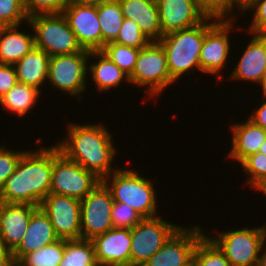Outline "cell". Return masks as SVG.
Wrapping results in <instances>:
<instances>
[{
    "label": "cell",
    "instance_id": "obj_10",
    "mask_svg": "<svg viewBox=\"0 0 266 266\" xmlns=\"http://www.w3.org/2000/svg\"><path fill=\"white\" fill-rule=\"evenodd\" d=\"M89 52V50H84L72 54L51 56L47 81L56 89L65 91L72 96L75 95L79 101L82 100L81 94L87 89Z\"/></svg>",
    "mask_w": 266,
    "mask_h": 266
},
{
    "label": "cell",
    "instance_id": "obj_6",
    "mask_svg": "<svg viewBox=\"0 0 266 266\" xmlns=\"http://www.w3.org/2000/svg\"><path fill=\"white\" fill-rule=\"evenodd\" d=\"M207 236L219 247L232 266H259L266 246V225L220 232L214 237L209 234Z\"/></svg>",
    "mask_w": 266,
    "mask_h": 266
},
{
    "label": "cell",
    "instance_id": "obj_5",
    "mask_svg": "<svg viewBox=\"0 0 266 266\" xmlns=\"http://www.w3.org/2000/svg\"><path fill=\"white\" fill-rule=\"evenodd\" d=\"M27 23L35 32V47L42 49L50 57L85 50L78 43L63 13L37 14L29 17Z\"/></svg>",
    "mask_w": 266,
    "mask_h": 266
},
{
    "label": "cell",
    "instance_id": "obj_1",
    "mask_svg": "<svg viewBox=\"0 0 266 266\" xmlns=\"http://www.w3.org/2000/svg\"><path fill=\"white\" fill-rule=\"evenodd\" d=\"M67 131V138L55 143L67 159L93 172L101 180L118 169L111 166L117 149L104 125L69 123Z\"/></svg>",
    "mask_w": 266,
    "mask_h": 266
},
{
    "label": "cell",
    "instance_id": "obj_44",
    "mask_svg": "<svg viewBox=\"0 0 266 266\" xmlns=\"http://www.w3.org/2000/svg\"><path fill=\"white\" fill-rule=\"evenodd\" d=\"M11 252L5 247L2 239L0 238V260L5 259Z\"/></svg>",
    "mask_w": 266,
    "mask_h": 266
},
{
    "label": "cell",
    "instance_id": "obj_48",
    "mask_svg": "<svg viewBox=\"0 0 266 266\" xmlns=\"http://www.w3.org/2000/svg\"><path fill=\"white\" fill-rule=\"evenodd\" d=\"M243 0H232V12L236 9H238L239 8V5H240V3L242 2ZM235 6H236V8H235Z\"/></svg>",
    "mask_w": 266,
    "mask_h": 266
},
{
    "label": "cell",
    "instance_id": "obj_34",
    "mask_svg": "<svg viewBox=\"0 0 266 266\" xmlns=\"http://www.w3.org/2000/svg\"><path fill=\"white\" fill-rule=\"evenodd\" d=\"M248 9L255 10L248 33L266 35V0H243L238 10L244 13Z\"/></svg>",
    "mask_w": 266,
    "mask_h": 266
},
{
    "label": "cell",
    "instance_id": "obj_22",
    "mask_svg": "<svg viewBox=\"0 0 266 266\" xmlns=\"http://www.w3.org/2000/svg\"><path fill=\"white\" fill-rule=\"evenodd\" d=\"M231 127L233 136L227 157L241 163L249 155L259 151L261 144L266 140V130L249 119Z\"/></svg>",
    "mask_w": 266,
    "mask_h": 266
},
{
    "label": "cell",
    "instance_id": "obj_2",
    "mask_svg": "<svg viewBox=\"0 0 266 266\" xmlns=\"http://www.w3.org/2000/svg\"><path fill=\"white\" fill-rule=\"evenodd\" d=\"M53 145L26 151L0 191V202L40 207L50 193Z\"/></svg>",
    "mask_w": 266,
    "mask_h": 266
},
{
    "label": "cell",
    "instance_id": "obj_15",
    "mask_svg": "<svg viewBox=\"0 0 266 266\" xmlns=\"http://www.w3.org/2000/svg\"><path fill=\"white\" fill-rule=\"evenodd\" d=\"M204 233L198 225L180 227L142 266H181L187 263Z\"/></svg>",
    "mask_w": 266,
    "mask_h": 266
},
{
    "label": "cell",
    "instance_id": "obj_27",
    "mask_svg": "<svg viewBox=\"0 0 266 266\" xmlns=\"http://www.w3.org/2000/svg\"><path fill=\"white\" fill-rule=\"evenodd\" d=\"M97 15L102 34L103 48L105 44L116 40L124 17L118 0H109L98 5Z\"/></svg>",
    "mask_w": 266,
    "mask_h": 266
},
{
    "label": "cell",
    "instance_id": "obj_23",
    "mask_svg": "<svg viewBox=\"0 0 266 266\" xmlns=\"http://www.w3.org/2000/svg\"><path fill=\"white\" fill-rule=\"evenodd\" d=\"M50 56L37 47H33L13 66L19 83L42 90L48 78Z\"/></svg>",
    "mask_w": 266,
    "mask_h": 266
},
{
    "label": "cell",
    "instance_id": "obj_29",
    "mask_svg": "<svg viewBox=\"0 0 266 266\" xmlns=\"http://www.w3.org/2000/svg\"><path fill=\"white\" fill-rule=\"evenodd\" d=\"M64 248L65 239H59L26 254L19 262L24 266H59L64 255Z\"/></svg>",
    "mask_w": 266,
    "mask_h": 266
},
{
    "label": "cell",
    "instance_id": "obj_45",
    "mask_svg": "<svg viewBox=\"0 0 266 266\" xmlns=\"http://www.w3.org/2000/svg\"><path fill=\"white\" fill-rule=\"evenodd\" d=\"M254 188V190L263 193L266 190V176Z\"/></svg>",
    "mask_w": 266,
    "mask_h": 266
},
{
    "label": "cell",
    "instance_id": "obj_41",
    "mask_svg": "<svg viewBox=\"0 0 266 266\" xmlns=\"http://www.w3.org/2000/svg\"><path fill=\"white\" fill-rule=\"evenodd\" d=\"M266 97L263 101H265L263 104L259 106L248 118L256 125L262 127L264 130H266Z\"/></svg>",
    "mask_w": 266,
    "mask_h": 266
},
{
    "label": "cell",
    "instance_id": "obj_7",
    "mask_svg": "<svg viewBox=\"0 0 266 266\" xmlns=\"http://www.w3.org/2000/svg\"><path fill=\"white\" fill-rule=\"evenodd\" d=\"M129 80L130 85L147 87V94L153 98L175 82L171 78L166 54L159 41H151L140 49Z\"/></svg>",
    "mask_w": 266,
    "mask_h": 266
},
{
    "label": "cell",
    "instance_id": "obj_38",
    "mask_svg": "<svg viewBox=\"0 0 266 266\" xmlns=\"http://www.w3.org/2000/svg\"><path fill=\"white\" fill-rule=\"evenodd\" d=\"M25 152V150H9L6 146L0 145V191Z\"/></svg>",
    "mask_w": 266,
    "mask_h": 266
},
{
    "label": "cell",
    "instance_id": "obj_35",
    "mask_svg": "<svg viewBox=\"0 0 266 266\" xmlns=\"http://www.w3.org/2000/svg\"><path fill=\"white\" fill-rule=\"evenodd\" d=\"M245 173L250 176L247 184L252 189L266 176V155L262 153H254L245 158L241 163Z\"/></svg>",
    "mask_w": 266,
    "mask_h": 266
},
{
    "label": "cell",
    "instance_id": "obj_18",
    "mask_svg": "<svg viewBox=\"0 0 266 266\" xmlns=\"http://www.w3.org/2000/svg\"><path fill=\"white\" fill-rule=\"evenodd\" d=\"M37 206L0 202V238L12 252L22 241Z\"/></svg>",
    "mask_w": 266,
    "mask_h": 266
},
{
    "label": "cell",
    "instance_id": "obj_43",
    "mask_svg": "<svg viewBox=\"0 0 266 266\" xmlns=\"http://www.w3.org/2000/svg\"><path fill=\"white\" fill-rule=\"evenodd\" d=\"M16 259L11 255V253L3 260H0V266H15Z\"/></svg>",
    "mask_w": 266,
    "mask_h": 266
},
{
    "label": "cell",
    "instance_id": "obj_19",
    "mask_svg": "<svg viewBox=\"0 0 266 266\" xmlns=\"http://www.w3.org/2000/svg\"><path fill=\"white\" fill-rule=\"evenodd\" d=\"M59 240L48 215L38 207L30 218L26 232L20 244L11 252V255L20 261L26 254L34 252L46 245Z\"/></svg>",
    "mask_w": 266,
    "mask_h": 266
},
{
    "label": "cell",
    "instance_id": "obj_28",
    "mask_svg": "<svg viewBox=\"0 0 266 266\" xmlns=\"http://www.w3.org/2000/svg\"><path fill=\"white\" fill-rule=\"evenodd\" d=\"M59 266H98L92 241L82 238L65 240L64 255Z\"/></svg>",
    "mask_w": 266,
    "mask_h": 266
},
{
    "label": "cell",
    "instance_id": "obj_11",
    "mask_svg": "<svg viewBox=\"0 0 266 266\" xmlns=\"http://www.w3.org/2000/svg\"><path fill=\"white\" fill-rule=\"evenodd\" d=\"M113 198L110 190L101 181L81 200V238L92 240L113 228Z\"/></svg>",
    "mask_w": 266,
    "mask_h": 266
},
{
    "label": "cell",
    "instance_id": "obj_25",
    "mask_svg": "<svg viewBox=\"0 0 266 266\" xmlns=\"http://www.w3.org/2000/svg\"><path fill=\"white\" fill-rule=\"evenodd\" d=\"M89 57L98 59L97 62L90 64L88 67L92 80L95 82L97 91H108L111 88L120 86L122 82L130 83L129 76L111 61L101 50L90 51ZM124 79V80H123Z\"/></svg>",
    "mask_w": 266,
    "mask_h": 266
},
{
    "label": "cell",
    "instance_id": "obj_12",
    "mask_svg": "<svg viewBox=\"0 0 266 266\" xmlns=\"http://www.w3.org/2000/svg\"><path fill=\"white\" fill-rule=\"evenodd\" d=\"M162 35L194 27L213 11L202 0H156Z\"/></svg>",
    "mask_w": 266,
    "mask_h": 266
},
{
    "label": "cell",
    "instance_id": "obj_16",
    "mask_svg": "<svg viewBox=\"0 0 266 266\" xmlns=\"http://www.w3.org/2000/svg\"><path fill=\"white\" fill-rule=\"evenodd\" d=\"M63 15L83 49L89 51L102 49V34L97 6L68 3Z\"/></svg>",
    "mask_w": 266,
    "mask_h": 266
},
{
    "label": "cell",
    "instance_id": "obj_4",
    "mask_svg": "<svg viewBox=\"0 0 266 266\" xmlns=\"http://www.w3.org/2000/svg\"><path fill=\"white\" fill-rule=\"evenodd\" d=\"M102 182L110 190L114 202L129 204L142 218L157 216L158 199L154 181L142 177L134 169L118 168Z\"/></svg>",
    "mask_w": 266,
    "mask_h": 266
},
{
    "label": "cell",
    "instance_id": "obj_49",
    "mask_svg": "<svg viewBox=\"0 0 266 266\" xmlns=\"http://www.w3.org/2000/svg\"><path fill=\"white\" fill-rule=\"evenodd\" d=\"M258 152L266 155V140L261 144Z\"/></svg>",
    "mask_w": 266,
    "mask_h": 266
},
{
    "label": "cell",
    "instance_id": "obj_47",
    "mask_svg": "<svg viewBox=\"0 0 266 266\" xmlns=\"http://www.w3.org/2000/svg\"><path fill=\"white\" fill-rule=\"evenodd\" d=\"M265 249H266V246H265ZM259 266H266V250L265 251L263 250L261 259L259 261Z\"/></svg>",
    "mask_w": 266,
    "mask_h": 266
},
{
    "label": "cell",
    "instance_id": "obj_36",
    "mask_svg": "<svg viewBox=\"0 0 266 266\" xmlns=\"http://www.w3.org/2000/svg\"><path fill=\"white\" fill-rule=\"evenodd\" d=\"M68 3V0H23L28 18L37 14L63 13Z\"/></svg>",
    "mask_w": 266,
    "mask_h": 266
},
{
    "label": "cell",
    "instance_id": "obj_42",
    "mask_svg": "<svg viewBox=\"0 0 266 266\" xmlns=\"http://www.w3.org/2000/svg\"><path fill=\"white\" fill-rule=\"evenodd\" d=\"M109 0H68L69 3L80 4V5H94L98 6Z\"/></svg>",
    "mask_w": 266,
    "mask_h": 266
},
{
    "label": "cell",
    "instance_id": "obj_31",
    "mask_svg": "<svg viewBox=\"0 0 266 266\" xmlns=\"http://www.w3.org/2000/svg\"><path fill=\"white\" fill-rule=\"evenodd\" d=\"M140 49L110 42L101 51L130 77Z\"/></svg>",
    "mask_w": 266,
    "mask_h": 266
},
{
    "label": "cell",
    "instance_id": "obj_14",
    "mask_svg": "<svg viewBox=\"0 0 266 266\" xmlns=\"http://www.w3.org/2000/svg\"><path fill=\"white\" fill-rule=\"evenodd\" d=\"M227 16V17H226ZM232 16L224 14L206 33L200 51L201 71L218 74L223 71L230 53V35L234 27Z\"/></svg>",
    "mask_w": 266,
    "mask_h": 266
},
{
    "label": "cell",
    "instance_id": "obj_26",
    "mask_svg": "<svg viewBox=\"0 0 266 266\" xmlns=\"http://www.w3.org/2000/svg\"><path fill=\"white\" fill-rule=\"evenodd\" d=\"M42 91L33 86L17 82L8 92L0 97V105L2 109L6 108L13 114L19 117L27 115L33 106L38 102Z\"/></svg>",
    "mask_w": 266,
    "mask_h": 266
},
{
    "label": "cell",
    "instance_id": "obj_8",
    "mask_svg": "<svg viewBox=\"0 0 266 266\" xmlns=\"http://www.w3.org/2000/svg\"><path fill=\"white\" fill-rule=\"evenodd\" d=\"M102 180L78 163L67 159L53 144L50 193L84 199Z\"/></svg>",
    "mask_w": 266,
    "mask_h": 266
},
{
    "label": "cell",
    "instance_id": "obj_20",
    "mask_svg": "<svg viewBox=\"0 0 266 266\" xmlns=\"http://www.w3.org/2000/svg\"><path fill=\"white\" fill-rule=\"evenodd\" d=\"M253 35L229 76L235 81L248 80L259 85L266 71V35Z\"/></svg>",
    "mask_w": 266,
    "mask_h": 266
},
{
    "label": "cell",
    "instance_id": "obj_37",
    "mask_svg": "<svg viewBox=\"0 0 266 266\" xmlns=\"http://www.w3.org/2000/svg\"><path fill=\"white\" fill-rule=\"evenodd\" d=\"M143 218L129 205L114 202L112 207V222L116 228H133Z\"/></svg>",
    "mask_w": 266,
    "mask_h": 266
},
{
    "label": "cell",
    "instance_id": "obj_17",
    "mask_svg": "<svg viewBox=\"0 0 266 266\" xmlns=\"http://www.w3.org/2000/svg\"><path fill=\"white\" fill-rule=\"evenodd\" d=\"M91 241L98 266H130L131 229L113 227Z\"/></svg>",
    "mask_w": 266,
    "mask_h": 266
},
{
    "label": "cell",
    "instance_id": "obj_3",
    "mask_svg": "<svg viewBox=\"0 0 266 266\" xmlns=\"http://www.w3.org/2000/svg\"><path fill=\"white\" fill-rule=\"evenodd\" d=\"M223 15L212 12L202 23L194 27L174 31L161 37L159 42L164 48L170 75L175 82L193 69V71L201 70L200 51L205 33Z\"/></svg>",
    "mask_w": 266,
    "mask_h": 266
},
{
    "label": "cell",
    "instance_id": "obj_30",
    "mask_svg": "<svg viewBox=\"0 0 266 266\" xmlns=\"http://www.w3.org/2000/svg\"><path fill=\"white\" fill-rule=\"evenodd\" d=\"M193 257L196 266H232L224 253L207 234L198 241Z\"/></svg>",
    "mask_w": 266,
    "mask_h": 266
},
{
    "label": "cell",
    "instance_id": "obj_51",
    "mask_svg": "<svg viewBox=\"0 0 266 266\" xmlns=\"http://www.w3.org/2000/svg\"><path fill=\"white\" fill-rule=\"evenodd\" d=\"M15 266H24V265H22L19 261H16Z\"/></svg>",
    "mask_w": 266,
    "mask_h": 266
},
{
    "label": "cell",
    "instance_id": "obj_32",
    "mask_svg": "<svg viewBox=\"0 0 266 266\" xmlns=\"http://www.w3.org/2000/svg\"><path fill=\"white\" fill-rule=\"evenodd\" d=\"M114 42L133 48H143L151 41L140 30L138 24L131 19L124 18L118 37Z\"/></svg>",
    "mask_w": 266,
    "mask_h": 266
},
{
    "label": "cell",
    "instance_id": "obj_39",
    "mask_svg": "<svg viewBox=\"0 0 266 266\" xmlns=\"http://www.w3.org/2000/svg\"><path fill=\"white\" fill-rule=\"evenodd\" d=\"M17 75L13 65L0 64V97L17 84Z\"/></svg>",
    "mask_w": 266,
    "mask_h": 266
},
{
    "label": "cell",
    "instance_id": "obj_40",
    "mask_svg": "<svg viewBox=\"0 0 266 266\" xmlns=\"http://www.w3.org/2000/svg\"><path fill=\"white\" fill-rule=\"evenodd\" d=\"M202 1L213 12H218L226 15L230 14L231 16L232 0H202Z\"/></svg>",
    "mask_w": 266,
    "mask_h": 266
},
{
    "label": "cell",
    "instance_id": "obj_21",
    "mask_svg": "<svg viewBox=\"0 0 266 266\" xmlns=\"http://www.w3.org/2000/svg\"><path fill=\"white\" fill-rule=\"evenodd\" d=\"M123 17L133 20L150 41H159L162 30L156 0H118Z\"/></svg>",
    "mask_w": 266,
    "mask_h": 266
},
{
    "label": "cell",
    "instance_id": "obj_9",
    "mask_svg": "<svg viewBox=\"0 0 266 266\" xmlns=\"http://www.w3.org/2000/svg\"><path fill=\"white\" fill-rule=\"evenodd\" d=\"M180 227L160 216L143 218L131 228L130 266H142Z\"/></svg>",
    "mask_w": 266,
    "mask_h": 266
},
{
    "label": "cell",
    "instance_id": "obj_50",
    "mask_svg": "<svg viewBox=\"0 0 266 266\" xmlns=\"http://www.w3.org/2000/svg\"><path fill=\"white\" fill-rule=\"evenodd\" d=\"M181 266H196V262L194 260V257H192L187 263H185Z\"/></svg>",
    "mask_w": 266,
    "mask_h": 266
},
{
    "label": "cell",
    "instance_id": "obj_24",
    "mask_svg": "<svg viewBox=\"0 0 266 266\" xmlns=\"http://www.w3.org/2000/svg\"><path fill=\"white\" fill-rule=\"evenodd\" d=\"M17 26H0V64L14 65L34 46V33L25 34Z\"/></svg>",
    "mask_w": 266,
    "mask_h": 266
},
{
    "label": "cell",
    "instance_id": "obj_13",
    "mask_svg": "<svg viewBox=\"0 0 266 266\" xmlns=\"http://www.w3.org/2000/svg\"><path fill=\"white\" fill-rule=\"evenodd\" d=\"M40 207L48 215L59 239L81 238V200L49 193Z\"/></svg>",
    "mask_w": 266,
    "mask_h": 266
},
{
    "label": "cell",
    "instance_id": "obj_46",
    "mask_svg": "<svg viewBox=\"0 0 266 266\" xmlns=\"http://www.w3.org/2000/svg\"><path fill=\"white\" fill-rule=\"evenodd\" d=\"M260 86L262 87V95H263V98H264V97H266V71H265L263 80L260 83Z\"/></svg>",
    "mask_w": 266,
    "mask_h": 266
},
{
    "label": "cell",
    "instance_id": "obj_33",
    "mask_svg": "<svg viewBox=\"0 0 266 266\" xmlns=\"http://www.w3.org/2000/svg\"><path fill=\"white\" fill-rule=\"evenodd\" d=\"M28 22L23 0H0V26H17Z\"/></svg>",
    "mask_w": 266,
    "mask_h": 266
}]
</instances>
